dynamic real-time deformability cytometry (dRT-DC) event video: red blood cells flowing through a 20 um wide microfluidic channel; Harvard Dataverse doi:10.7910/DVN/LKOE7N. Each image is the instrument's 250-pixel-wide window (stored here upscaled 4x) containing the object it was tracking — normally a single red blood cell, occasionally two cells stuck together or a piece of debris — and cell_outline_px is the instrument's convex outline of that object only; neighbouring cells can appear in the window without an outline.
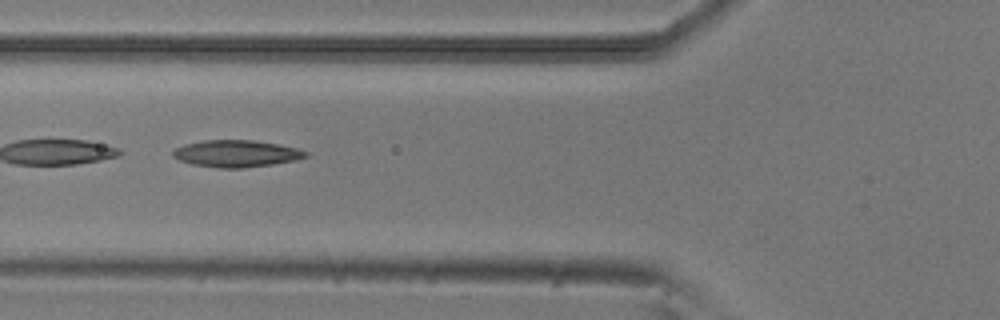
{"species": "common noctule bat (a hibernating species)", "species_latin": "Nyctalus noctula", "temperature_condition": "room temperature", "stored_images_in_passage": 6, "camera_frame_rate_fps": 3000, "um_per_image_px": 0.085, "animal": {"sex": "male", "body_mass_g": 20.5, "forearm_length_mm": 52.5}, "frame": {"image": 1, "passage_image": 2, "time_ms": 0.333, "image_size_px": [1000, 320], "cell_outline_px": [[308, 156], [296, 160], [272, 164], [244, 168], [220, 168], [192, 164], [180, 160], [172, 156], [172, 152], [176, 148], [184, 144], [204, 140], [256, 140], [280, 144], [296, 148], [308, 152]], "centroid_in_image_um": [20.1, 13.05], "position_along_channel_um": 105.7, "area_um2": 20.87}}
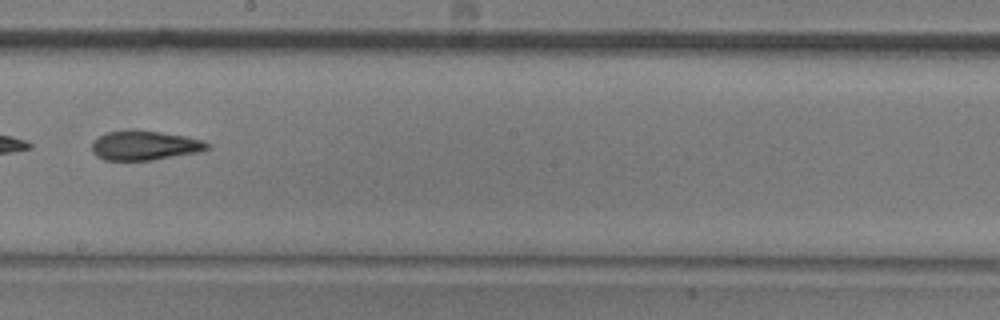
{"frame": {"image": 2, "passage_image": 5, "time_ms": 1.333, "image_size_px": [1000, 320], "cell_outline_px": [[208, 148], [196, 152], [152, 160], [104, 160], [96, 156], [92, 152], [92, 140], [108, 132], [128, 128], [136, 128], [184, 136], [200, 140], [208, 144]], "centroid_in_image_um": [12.19, 12.34], "position_along_channel_um": 236.0, "area_um2": 19.83}}
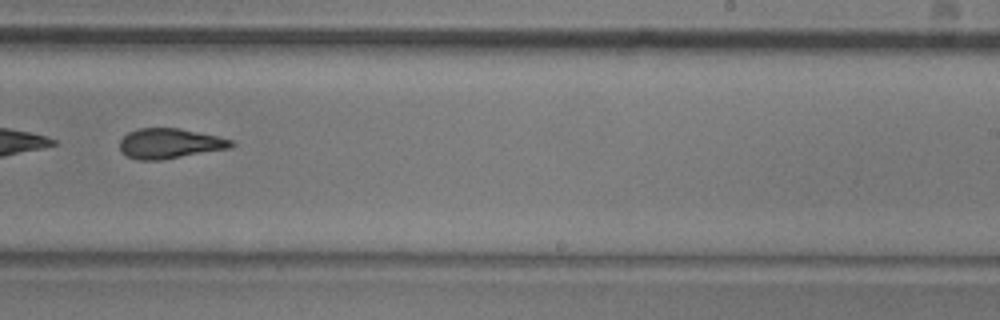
{"frame": {"image": 3, "passage_image": 6, "time_ms": 1.667, "image_size_px": [1000, 320], "cell_outline_px": [[236, 144], [232, 148], [160, 160], [136, 160], [120, 152], [120, 140], [128, 132], [136, 128], [180, 128], [216, 136], [232, 140]], "centroid_in_image_um": [14.42, 12.2], "position_along_channel_um": 274.6, "area_um2": 19.65}}